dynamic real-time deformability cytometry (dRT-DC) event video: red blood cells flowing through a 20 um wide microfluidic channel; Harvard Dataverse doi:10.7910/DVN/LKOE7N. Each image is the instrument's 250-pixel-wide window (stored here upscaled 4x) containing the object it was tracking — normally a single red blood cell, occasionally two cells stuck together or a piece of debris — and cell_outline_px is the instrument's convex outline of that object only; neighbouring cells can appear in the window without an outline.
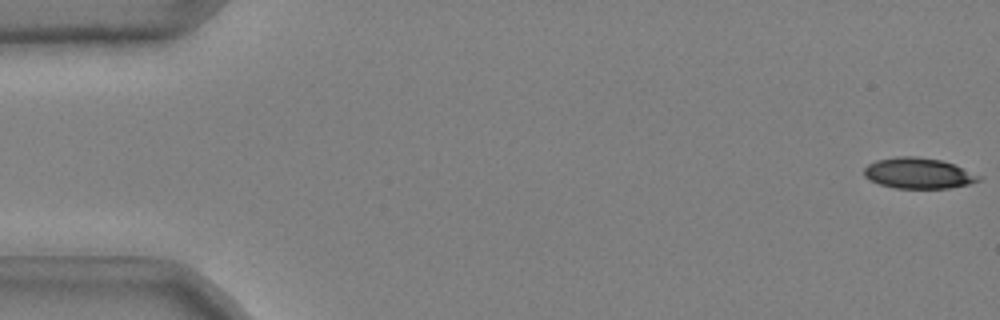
{"species": "common noctule bat (a hibernating species)", "species_latin": "Nyctalus noctula", "temperature_condition": "cold", "stored_images_in_passage": 15, "camera_frame_rate_fps": 3000, "um_per_image_px": 0.085, "animal": {"sex": "male", "body_mass_g": 20.4}, "frame": {"image": 1, "passage_image": 1, "time_ms": 0.0, "image_size_px": [1000, 320], "cell_outline_px": [[984, 176], [980, 180], [968, 184], [948, 188], [896, 188], [880, 184], [868, 180], [864, 176], [864, 168], [868, 164], [876, 160], [896, 156], [912, 156], [940, 160], [952, 164]], "centroid_in_image_um": [78.05, 14.72], "position_along_channel_um": 7.0, "area_um2": 20.52}}
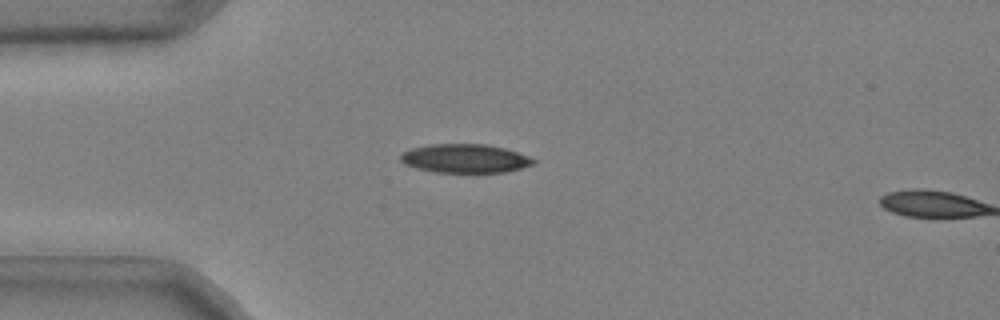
{"frame": {"image": 2, "passage_image": 14, "time_ms": 4.333, "image_size_px": [1000, 320], "cell_outline_px": [[536, 164], [504, 172], [436, 172], [416, 168], [404, 164], [400, 160], [400, 156], [404, 152], [412, 148], [428, 144], [484, 144], [504, 148], [528, 156], [536, 160]], "centroid_in_image_um": [39.52, 13.47], "position_along_channel_um": 45.5, "area_um2": 22.14}}